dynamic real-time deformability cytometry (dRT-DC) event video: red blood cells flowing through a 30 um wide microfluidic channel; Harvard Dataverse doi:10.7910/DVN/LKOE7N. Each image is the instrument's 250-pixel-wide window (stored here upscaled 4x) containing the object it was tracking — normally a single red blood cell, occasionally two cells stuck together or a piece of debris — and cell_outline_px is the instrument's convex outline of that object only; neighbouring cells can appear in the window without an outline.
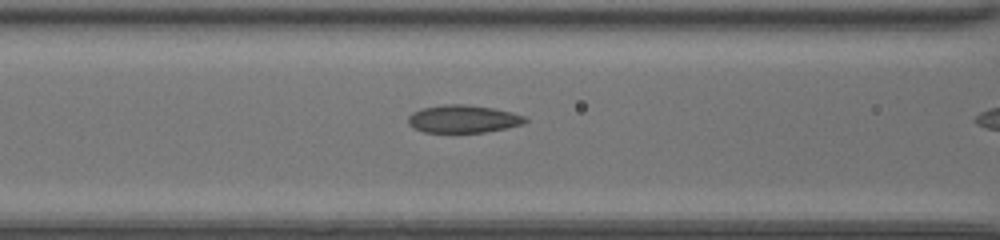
{"species": "common noctule bat (a hibernating species)", "species_latin": "Nyctalus noctula", "temperature_condition": "room temperature", "stored_images_in_passage": 7, "camera_frame_rate_fps": 3000, "um_per_image_px": 0.085, "animal": {"sex": "female", "body_mass_g": 20.0, "forearm_length_mm": 54.0}, "frame": {"image": 1, "passage_image": 6, "time_ms": 1.667, "image_size_px": [1000, 240], "cell_outline_px": [[528, 120], [524, 124], [484, 132], [424, 132], [412, 128], [408, 124], [408, 116], [412, 112], [420, 108], [444, 104], [468, 104], [492, 108], [512, 112], [524, 116]], "centroid_in_image_um": [39.33, 10.1], "position_along_channel_um": 127.3, "area_um2": 19.02}}